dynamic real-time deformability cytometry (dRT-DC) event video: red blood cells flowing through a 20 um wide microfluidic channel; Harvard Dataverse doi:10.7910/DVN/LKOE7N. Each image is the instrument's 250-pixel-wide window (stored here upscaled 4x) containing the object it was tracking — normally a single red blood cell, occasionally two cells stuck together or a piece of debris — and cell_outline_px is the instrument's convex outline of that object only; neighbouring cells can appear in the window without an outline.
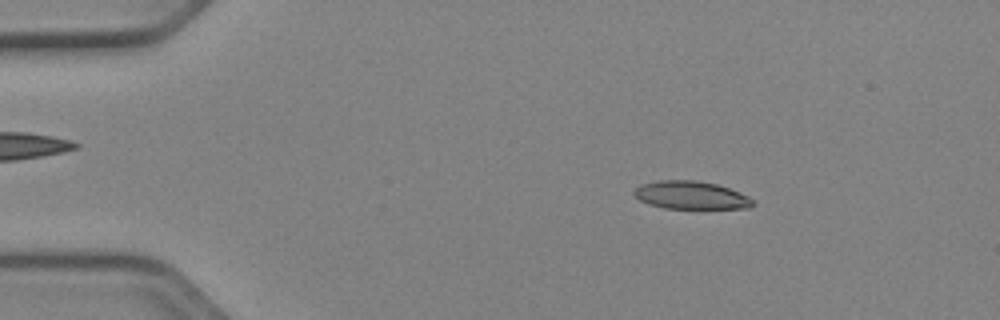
{"species": "Egyptian fruit bat (a non-hibernating species)", "species_latin": "Rousettus aegyptiacus", "temperature_condition": "cold", "stored_images_in_passage": 51, "camera_frame_rate_fps": 3000, "um_per_image_px": 0.085, "animal": {"sex": "female"}, "frame": {"image": 1, "passage_image": 8, "time_ms": 2.333, "image_size_px": [1000, 320], "cell_outline_px": [[756, 204], [748, 208], [664, 208], [648, 204], [640, 200], [632, 192], [640, 184], [656, 180], [696, 180], [716, 184], [740, 192], [756, 200]], "centroid_in_image_um": [58.74, 16.58], "position_along_channel_um": 26.3, "area_um2": 19.48}}
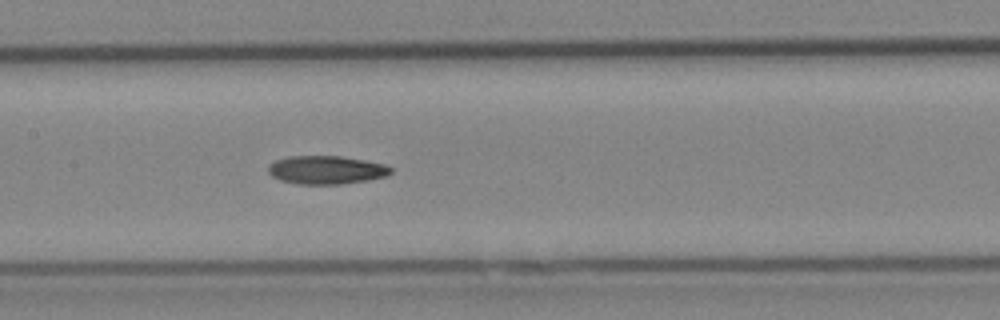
{"frame": {"image": 2, "passage_image": 25, "time_ms": 8.0, "image_size_px": [1000, 320], "cell_outline_px": [[392, 172], [388, 176], [368, 180], [340, 184], [296, 184], [280, 180], [272, 176], [268, 172], [268, 164], [276, 160], [288, 156], [340, 156], [364, 160], [384, 164], [392, 168]], "centroid_in_image_um": [27.72, 14.44], "position_along_channel_um": 179.7, "area_um2": 20.35}}
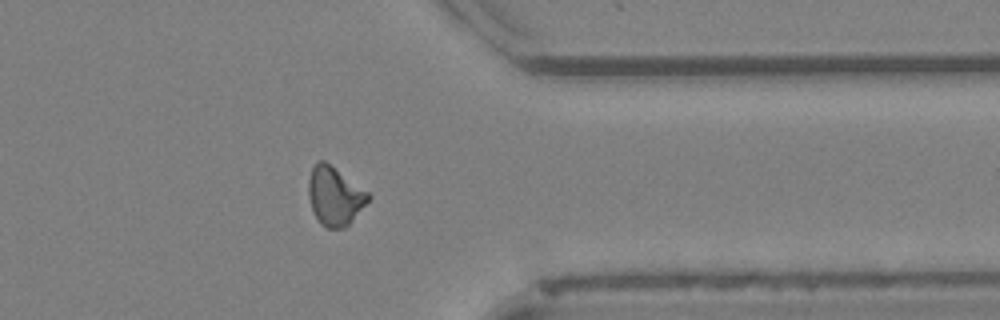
{"frame": {"image": 3, "passage_image": 41, "time_ms": 13.333, "image_size_px": [1000, 320], "cell_outline_px": [[372, 196], [348, 224], [344, 228], [328, 228], [320, 224], [312, 212], [308, 196], [308, 180], [312, 168], [316, 160], [324, 160], [368, 192]], "centroid_in_image_um": [28.41, 16.66], "position_along_channel_um": 383.0, "area_um2": 20.29}, "authors_computed_cell_mechanics": {"area_um2": 20.0566, "velocity_mm_per_s": 3.9705, "shape_relaxation_time_tau1_ms": null, "shape_relaxation_time_tau2_ms": 9.6988, "deformation_change_tau1": null, "deformation_change_tau2": 0.1895}}